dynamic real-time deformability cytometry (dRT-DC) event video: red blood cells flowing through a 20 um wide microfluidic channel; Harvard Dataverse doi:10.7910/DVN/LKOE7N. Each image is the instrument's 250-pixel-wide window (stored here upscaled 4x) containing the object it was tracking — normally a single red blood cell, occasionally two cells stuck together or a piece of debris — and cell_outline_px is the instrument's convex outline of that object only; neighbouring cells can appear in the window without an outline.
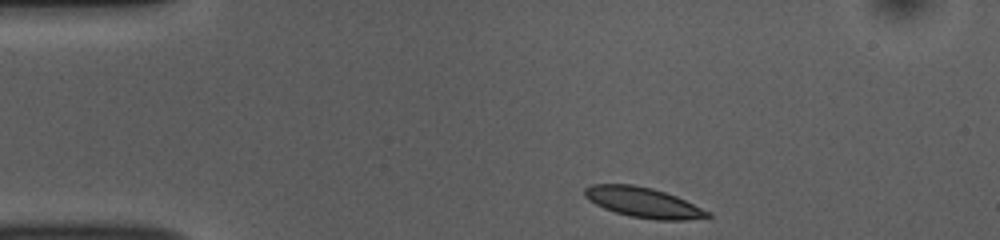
{"species": "common noctule bat (a hibernating species)", "species_latin": "Nyctalus noctula", "temperature_condition": "room temperature", "stored_images_in_passage": 45, "camera_frame_rate_fps": 3000, "um_per_image_px": 0.085, "animal": {"sex": "female", "body_mass_g": 10.0, "forearm_length_mm": 53.1}, "frame": {"image": 1, "passage_image": 1, "time_ms": 0.0, "image_size_px": [1000, 240], "cell_outline_px": [[712, 216], [688, 220], [656, 220], [632, 216], [616, 212], [604, 208], [588, 200], [584, 196], [584, 188], [592, 184], [632, 184], [652, 188], [676, 196], [712, 212]], "centroid_in_image_um": [54.69, 17.2], "position_along_channel_um": 30.3, "area_um2": 21.56}}
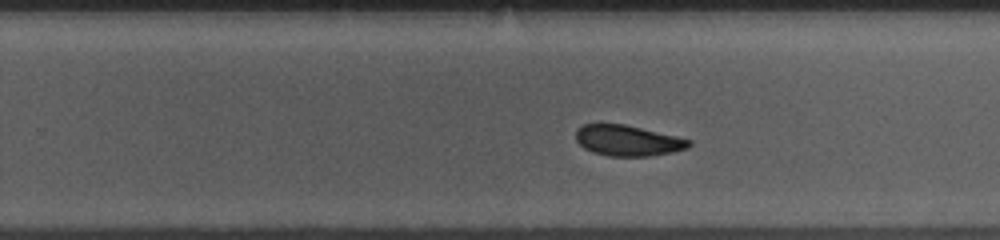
{"frame": {"image": 2, "passage_image": 25, "time_ms": 8.0, "image_size_px": [1000, 240], "cell_outline_px": [[692, 144], [688, 148], [672, 152], [648, 156], [608, 156], [592, 152], [584, 148], [576, 140], [576, 128], [584, 124], [624, 124], [676, 136], [692, 140]], "centroid_in_image_um": [53.35, 11.95], "position_along_channel_um": 276.4, "area_um2": 20.23}}
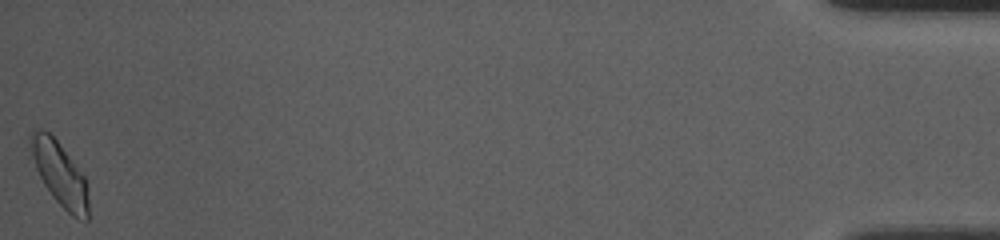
{"frame": {"image": 3, "passage_image": 45, "time_ms": 14.667, "image_size_px": [1000, 240], "cell_outline_px": [[88, 220], [84, 220], [72, 216], [52, 196], [44, 184], [36, 168], [32, 156], [28, 136], [32, 128], [48, 132], [56, 140], [84, 176], [88, 184]], "centroid_in_image_um": [5.07, 14.78], "position_along_channel_um": 430.1, "area_um2": 21.21}, "authors_computed_cell_mechanics": {"area_um2": 21.097, "velocity_mm_per_s": 3.7144, "shape_relaxation_time_tau1_ms": 7.6857, "shape_relaxation_time_tau2_ms": 2.8901, "deformation_change_tau1": 0.1419, "deformation_change_tau2": 0.067}}